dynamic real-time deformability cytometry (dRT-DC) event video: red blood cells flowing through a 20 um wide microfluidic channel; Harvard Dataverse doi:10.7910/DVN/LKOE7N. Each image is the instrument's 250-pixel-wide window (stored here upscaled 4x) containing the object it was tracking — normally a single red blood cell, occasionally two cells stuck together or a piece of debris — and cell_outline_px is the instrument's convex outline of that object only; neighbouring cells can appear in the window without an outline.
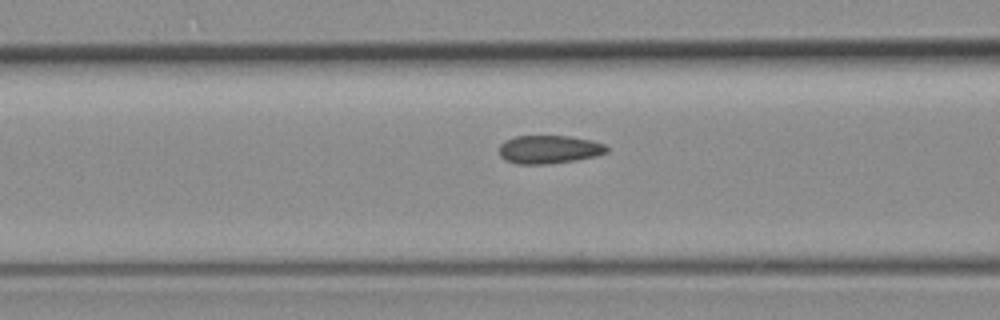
{"species": "common noctule bat (a hibernating species)", "species_latin": "Nyctalus noctula", "temperature_condition": "room temperature", "stored_images_in_passage": 6, "camera_frame_rate_fps": 3000, "um_per_image_px": 0.085, "animal": {"sex": "female", "body_mass_g": 19.3, "forearm_length_mm": 54.1}, "frame": {"image": 1, "passage_image": 6, "time_ms": 7.333, "image_size_px": [1000, 320], "cell_outline_px": [[608, 152], [596, 156], [576, 160], [548, 164], [516, 164], [500, 156], [500, 144], [504, 140], [516, 136], [568, 136], [592, 140], [604, 144], [608, 148]], "centroid_in_image_um": [46.68, 12.7], "position_along_channel_um": 119.9, "area_um2": 17.74}}